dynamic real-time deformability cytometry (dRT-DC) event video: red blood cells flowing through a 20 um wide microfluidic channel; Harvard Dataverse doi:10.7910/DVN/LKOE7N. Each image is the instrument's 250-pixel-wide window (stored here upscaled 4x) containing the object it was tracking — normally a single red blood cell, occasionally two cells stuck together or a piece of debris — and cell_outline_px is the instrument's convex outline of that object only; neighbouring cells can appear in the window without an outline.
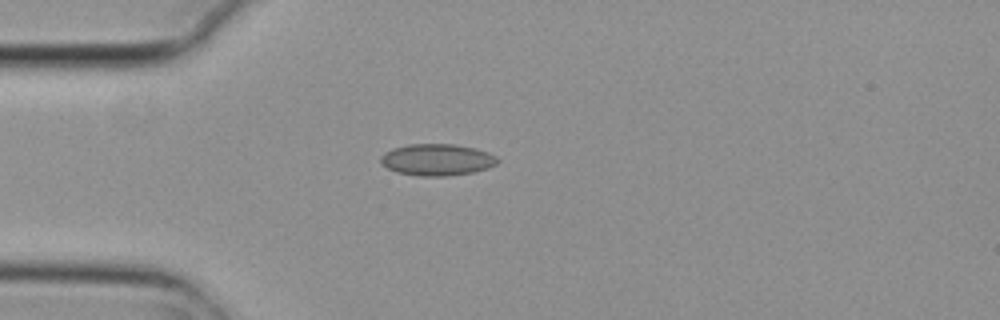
{"species": "common noctule bat (a hibernating species)", "species_latin": "Nyctalus noctula", "temperature_condition": "cold", "stored_images_in_passage": 2, "camera_frame_rate_fps": 3000, "um_per_image_px": 0.085, "animal": {"sex": "female", "body_mass_g": 29.2, "forearm_length_mm": 56.3}, "frame": {"image": 1, "passage_image": 2, "time_ms": 0.333, "image_size_px": [1000, 320], "cell_outline_px": [[500, 160], [496, 164], [488, 168], [472, 172], [448, 176], [420, 176], [396, 172], [388, 168], [380, 160], [380, 156], [384, 152], [392, 148], [408, 144], [452, 144], [476, 148], [488, 152], [496, 156]], "centroid_in_image_um": [37.15, 13.57], "position_along_channel_um": 47.8, "area_um2": 21.62}}